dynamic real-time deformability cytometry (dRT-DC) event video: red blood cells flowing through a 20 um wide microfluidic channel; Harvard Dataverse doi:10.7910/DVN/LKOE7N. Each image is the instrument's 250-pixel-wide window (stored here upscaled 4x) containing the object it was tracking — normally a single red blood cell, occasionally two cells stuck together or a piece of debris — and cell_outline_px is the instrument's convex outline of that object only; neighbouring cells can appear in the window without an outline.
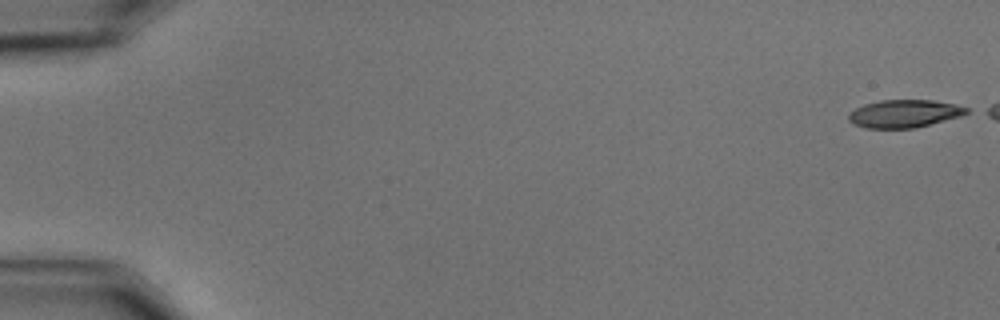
{"species": "common noctule bat (a hibernating species)", "species_latin": "Nyctalus noctula", "temperature_condition": "cold", "stored_images_in_passage": 13, "camera_frame_rate_fps": 3000, "um_per_image_px": 0.085, "animal": {"sex": "male", "body_mass_g": 15.6}, "frame": {"image": 1, "passage_image": 1, "time_ms": 0.0, "image_size_px": [1000, 320], "cell_outline_px": [[968, 112], [960, 116], [912, 128], [864, 128], [852, 124], [848, 120], [848, 112], [864, 104], [880, 100], [932, 100], [956, 104], [968, 108]], "centroid_in_image_um": [76.8, 9.65], "position_along_channel_um": 8.2, "area_um2": 19.02}}